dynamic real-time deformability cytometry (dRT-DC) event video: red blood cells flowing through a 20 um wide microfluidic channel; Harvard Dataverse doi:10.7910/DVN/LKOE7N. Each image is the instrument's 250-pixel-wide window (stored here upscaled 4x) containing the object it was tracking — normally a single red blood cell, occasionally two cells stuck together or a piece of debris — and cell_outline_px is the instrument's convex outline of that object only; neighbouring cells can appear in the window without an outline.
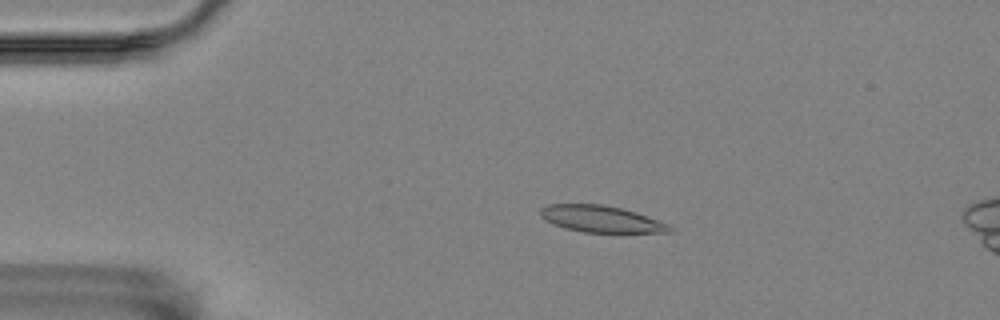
{"species": "Egyptian fruit bat (a non-hibernating species)", "species_latin": "Rousettus aegyptiacus", "temperature_condition": "room temperature", "stored_images_in_passage": 57, "camera_frame_rate_fps": 3000, "um_per_image_px": 0.085, "animal": {"sex": "female"}, "frame": {"image": 1, "passage_image": 12, "time_ms": 3.667, "image_size_px": [1000, 320], "cell_outline_px": [[672, 232], [584, 232], [564, 228], [552, 224], [540, 216], [540, 208], [548, 204], [604, 204], [636, 212], [668, 224], [672, 228]], "centroid_in_image_um": [51.05, 18.61], "position_along_channel_um": 34.0, "area_um2": 19.94}}
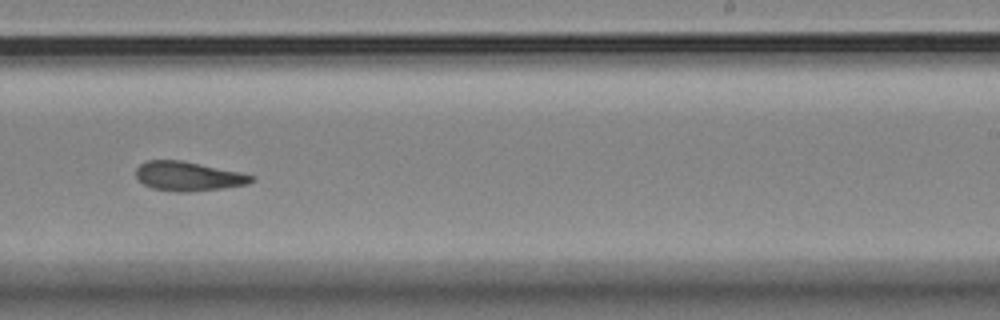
{"frame": {"image": 2, "passage_image": 36, "time_ms": 11.667, "image_size_px": [1000, 320], "cell_outline_px": [[256, 180], [248, 184], [224, 188], [188, 192], [176, 192], [152, 188], [144, 184], [136, 176], [136, 168], [144, 160], [180, 160], [240, 172], [256, 176]], "centroid_in_image_um": [16.02, 14.98], "position_along_channel_um": 273.0, "area_um2": 19.77}}
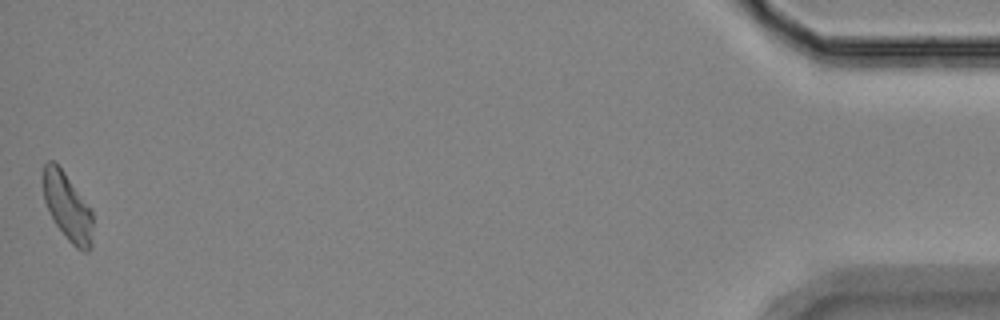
{"frame": {"image": 3, "passage_image": 57, "time_ms": 18.667, "image_size_px": [1000, 320], "cell_outline_px": [[92, 248], [88, 252], [84, 252], [76, 248], [68, 240], [56, 224], [44, 200], [40, 176], [44, 164], [48, 160], [52, 160], [64, 172], [92, 208]], "centroid_in_image_um": [5.72, 17.56], "position_along_channel_um": 429.5, "area_um2": 19.94}, "authors_computed_cell_mechanics": {"area_um2": 19.9988, "velocity_mm_per_s": 3.5119, "shape_relaxation_time_tau1_ms": null, "shape_relaxation_time_tau2_ms": 6.671, "deformation_change_tau1": null, "deformation_change_tau2": 0.1233}}